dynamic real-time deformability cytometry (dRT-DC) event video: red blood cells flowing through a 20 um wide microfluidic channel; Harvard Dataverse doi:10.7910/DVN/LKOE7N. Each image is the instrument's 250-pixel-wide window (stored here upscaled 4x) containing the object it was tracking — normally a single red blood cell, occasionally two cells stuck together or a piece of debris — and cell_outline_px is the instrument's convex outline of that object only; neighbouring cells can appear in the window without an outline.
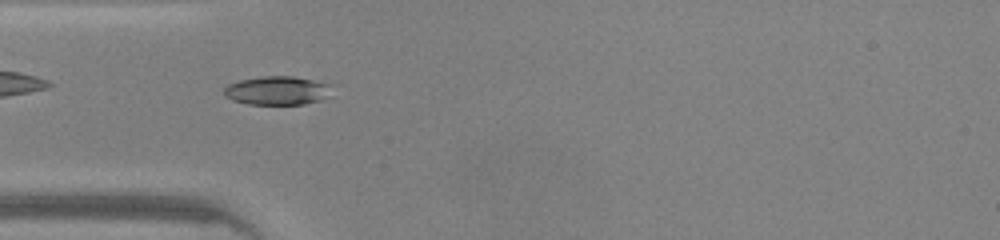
{"species": "common noctule bat (a hibernating species)", "species_latin": "Nyctalus noctula", "temperature_condition": "warm", "stored_images_in_passage": 46, "camera_frame_rate_fps": 3000, "um_per_image_px": 0.085, "animal": {"sex": "male", "body_mass_g": 20.0, "forearm_length_mm": 53.3}, "frame": {"image": 1, "passage_image": 13, "time_ms": 4.0, "image_size_px": [1000, 240], "cell_outline_px": [[336, 84], [332, 96], [320, 100], [304, 104], [248, 104], [232, 100], [224, 96], [224, 88], [228, 84], [240, 80], [264, 76], [292, 76]], "centroid_in_image_um": [23.67, 7.69], "position_along_channel_um": 61.3, "area_um2": 18.5}}
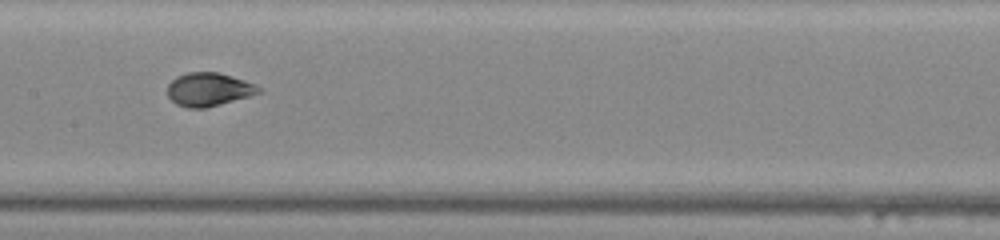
{"frame": {"image": 2, "passage_image": 22, "time_ms": 7.0, "image_size_px": [1000, 240], "cell_outline_px": [[264, 92], [220, 104], [204, 108], [188, 108], [176, 104], [168, 96], [168, 84], [176, 76], [188, 72], [216, 72], [244, 80], [256, 84], [264, 88]], "centroid_in_image_um": [17.77, 7.6], "position_along_channel_um": 189.6, "area_um2": 17.8}}
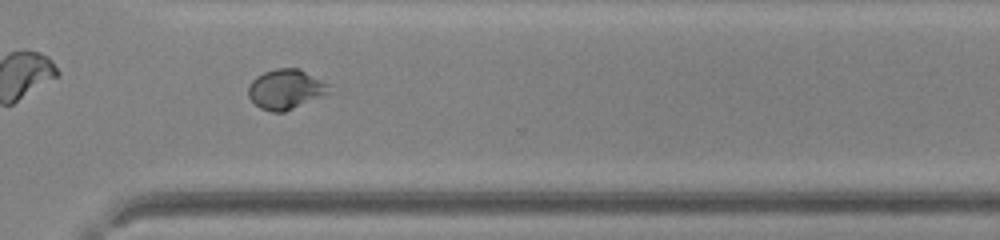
{"frame": {"image": 3, "passage_image": 33, "time_ms": 10.667, "image_size_px": [1000, 240], "cell_outline_px": [[332, 88], [328, 92], [284, 112], [272, 112], [260, 108], [248, 96], [248, 84], [256, 76], [264, 72], [276, 68], [300, 68], [328, 84]], "centroid_in_image_um": [24.24, 7.56], "position_along_channel_um": 346.4, "area_um2": 18.5}}